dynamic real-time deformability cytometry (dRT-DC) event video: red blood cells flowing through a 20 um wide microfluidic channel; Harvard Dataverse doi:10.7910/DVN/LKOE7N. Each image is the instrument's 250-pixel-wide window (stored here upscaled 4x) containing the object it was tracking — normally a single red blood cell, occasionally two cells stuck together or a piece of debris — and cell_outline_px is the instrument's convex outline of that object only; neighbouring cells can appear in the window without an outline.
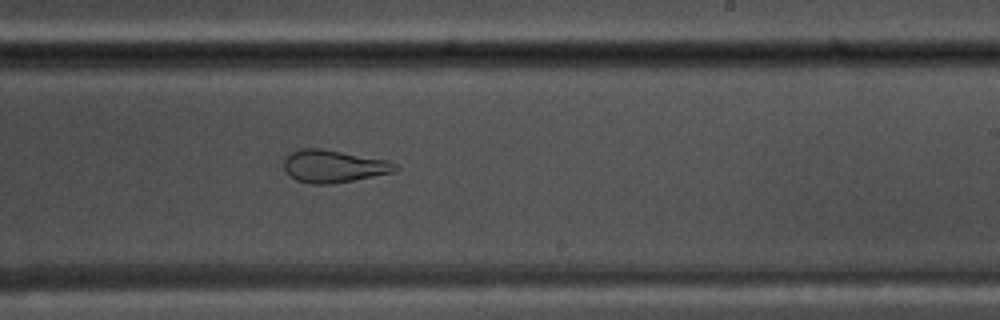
{"species": "common noctule bat (a hibernating species)", "species_latin": "Nyctalus noctula", "temperature_condition": "warm", "stored_images_in_passage": 36, "camera_frame_rate_fps": 3000, "um_per_image_px": 0.085, "animal": {"sex": "male", "body_mass_g": 17.5, "forearm_length_mm": 52.3}, "frame": {"image": 1, "passage_image": 21, "time_ms": 6.667, "image_size_px": [1000, 320], "cell_outline_px": [[400, 168], [396, 172], [332, 184], [312, 184], [296, 180], [288, 176], [284, 172], [284, 160], [292, 152], [300, 148], [320, 148], [388, 160], [396, 164]], "centroid_in_image_um": [28.36, 14.14], "position_along_channel_um": 260.6, "area_um2": 21.27}, "authors_computed_cell_mechanics": {"area_um2": 23.7269, "velocity_mm_per_s": 3.799, "shape_relaxation_time_tau1_ms": null, "shape_relaxation_time_tau2_ms": 1.2738, "deformation_change_tau1": null, "deformation_change_tau2": 0.0995}}